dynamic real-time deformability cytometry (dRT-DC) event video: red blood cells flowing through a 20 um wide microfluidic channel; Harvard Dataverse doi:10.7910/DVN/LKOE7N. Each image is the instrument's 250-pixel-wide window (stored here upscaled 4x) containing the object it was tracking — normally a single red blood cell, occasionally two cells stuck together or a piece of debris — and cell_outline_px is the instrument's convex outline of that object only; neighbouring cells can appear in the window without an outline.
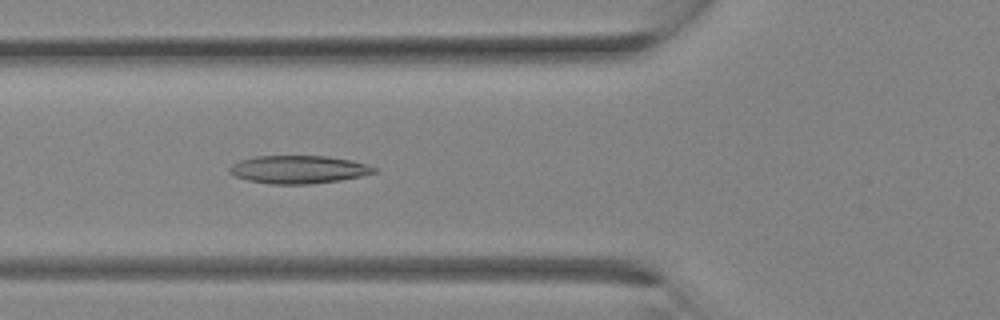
{"species": "Egyptian fruit bat (a non-hibernating species)", "species_latin": "Rousettus aegyptiacus", "temperature_condition": "room temperature", "stored_images_in_passage": 30, "camera_frame_rate_fps": 3000, "um_per_image_px": 0.085, "animal": {"sex": "female"}, "frame": {"image": 1, "passage_image": 11, "time_ms": 3.333, "image_size_px": [1000, 320], "cell_outline_px": [[380, 168], [376, 172], [360, 176], [340, 180], [308, 184], [272, 184], [248, 180], [236, 176], [228, 172], [228, 168], [232, 164], [240, 160], [256, 156], [328, 156], [352, 160]], "centroid_in_image_um": [25.39, 14.4], "position_along_channel_um": 100.4, "area_um2": 23.58}}
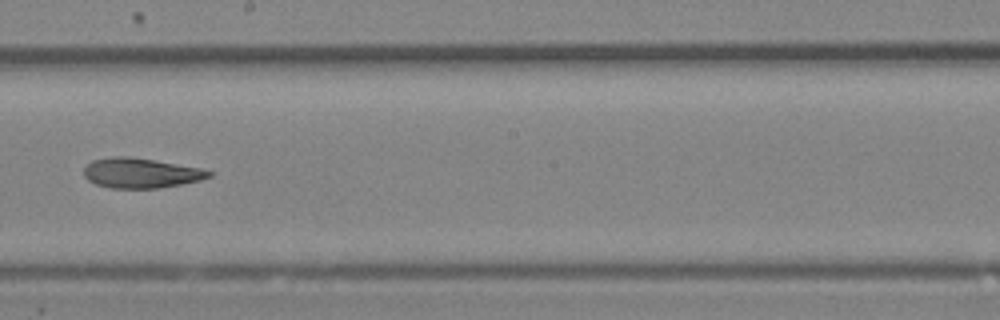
{"frame": {"image": 2, "passage_image": 17, "time_ms": 5.333, "image_size_px": [1000, 320], "cell_outline_px": [[212, 176], [200, 180], [160, 188], [112, 188], [96, 184], [88, 180], [84, 176], [84, 168], [92, 160], [112, 156], [132, 156], [156, 160], [200, 168], [212, 172]], "centroid_in_image_um": [11.95, 14.7], "position_along_channel_um": 236.2, "area_um2": 21.85}}
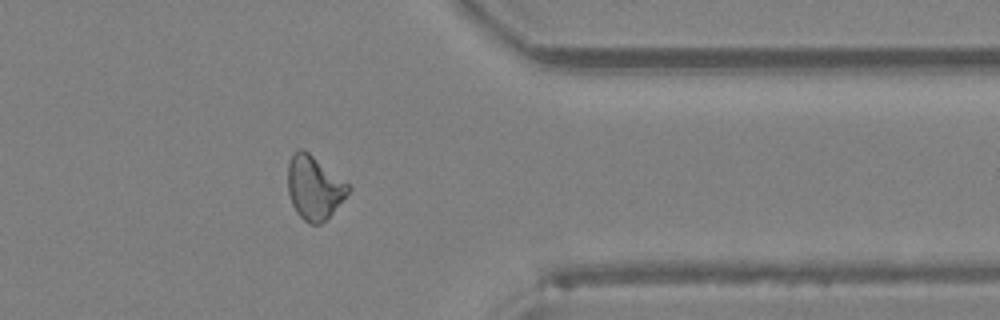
{"frame": {"image": 3, "passage_image": 24, "time_ms": 7.667, "image_size_px": [1000, 320], "cell_outline_px": [[352, 188], [332, 212], [320, 224], [312, 224], [304, 220], [296, 212], [292, 204], [288, 192], [288, 164], [292, 156], [300, 148], [308, 152], [348, 184]], "centroid_in_image_um": [26.68, 15.96], "position_along_channel_um": 384.7, "area_um2": 21.79}}